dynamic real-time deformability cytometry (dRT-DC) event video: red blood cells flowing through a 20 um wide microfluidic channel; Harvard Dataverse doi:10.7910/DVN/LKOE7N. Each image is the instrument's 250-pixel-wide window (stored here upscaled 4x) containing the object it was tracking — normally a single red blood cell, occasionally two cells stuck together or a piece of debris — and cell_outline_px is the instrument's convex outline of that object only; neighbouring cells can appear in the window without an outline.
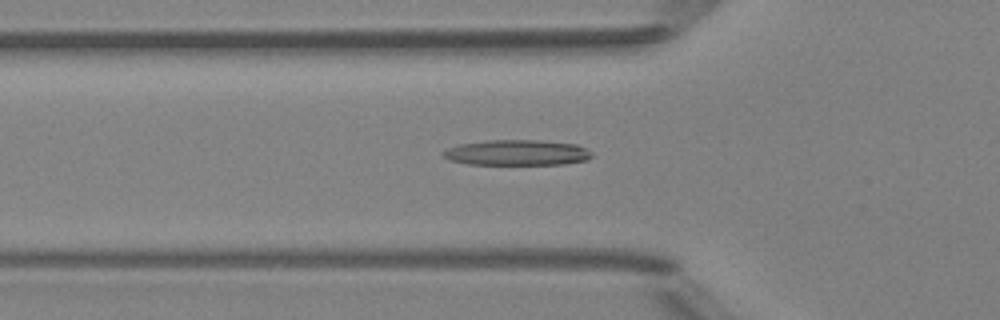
{"species": "Egyptian fruit bat (a non-hibernating species)", "species_latin": "Rousettus aegyptiacus", "temperature_condition": "room temperature", "stored_images_in_passage": 35, "camera_frame_rate_fps": 3000, "um_per_image_px": 0.085, "animal": {"sex": "female"}, "frame": {"image": 1, "passage_image": 3, "time_ms": 0.667, "image_size_px": [1000, 320], "cell_outline_px": [[592, 156], [588, 160], [564, 164], [468, 164], [448, 160], [440, 156], [440, 152], [448, 148], [460, 144], [488, 140], [540, 140], [576, 144], [592, 152]], "centroid_in_image_um": [43.91, 12.97], "position_along_channel_um": 81.9, "area_um2": 22.25}}
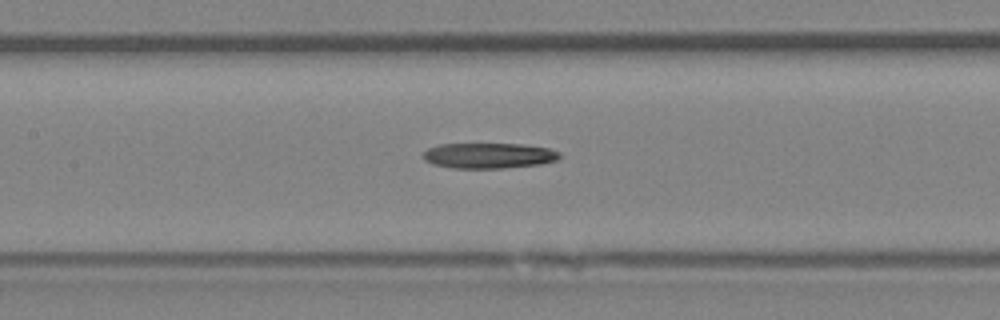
{"frame": {"image": 2, "passage_image": 9, "time_ms": 2.667, "image_size_px": [1000, 320], "cell_outline_px": [[560, 156], [556, 160], [540, 164], [500, 168], [456, 168], [432, 164], [424, 160], [424, 152], [428, 148], [440, 144], [524, 144], [548, 148], [560, 152]], "centroid_in_image_um": [41.54, 13.22], "position_along_channel_um": 165.9, "area_um2": 20.11}}
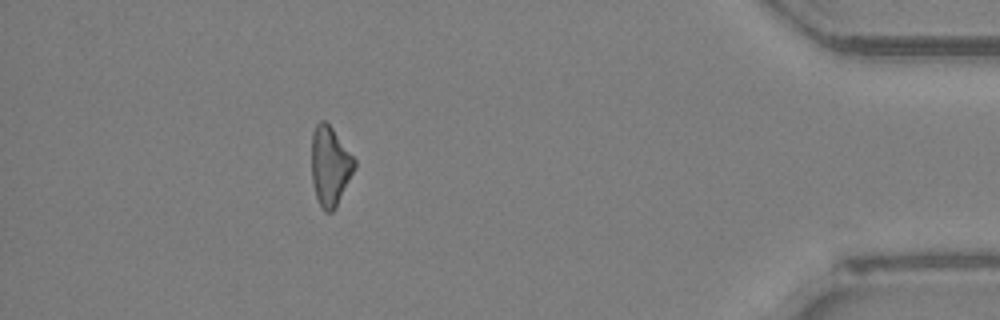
{"frame": {"image": 3, "passage_image": 30, "time_ms": 9.667, "image_size_px": [1000, 320], "cell_outline_px": [[356, 168], [336, 208], [332, 212], [324, 212], [316, 196], [312, 180], [312, 132], [316, 124], [320, 120], [324, 120], [332, 128], [356, 160]], "centroid_in_image_um": [28.06, 14.12], "position_along_channel_um": 407.1, "area_um2": 19.88}}